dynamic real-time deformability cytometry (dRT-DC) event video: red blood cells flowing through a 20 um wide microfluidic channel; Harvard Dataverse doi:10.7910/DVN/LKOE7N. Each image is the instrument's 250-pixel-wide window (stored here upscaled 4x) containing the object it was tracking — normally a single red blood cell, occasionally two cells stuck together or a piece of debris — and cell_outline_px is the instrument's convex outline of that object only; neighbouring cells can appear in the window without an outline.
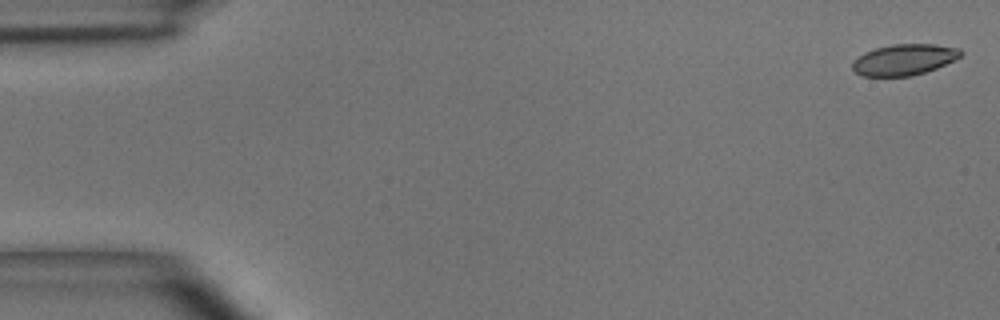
{"species": "common noctule bat (a hibernating species)", "species_latin": "Nyctalus noctula", "temperature_condition": "room temperature", "stored_images_in_passage": 15, "camera_frame_rate_fps": 3000, "um_per_image_px": 0.085, "animal": {"sex": "male", "body_mass_g": 15.6}, "frame": {"image": 1, "passage_image": 1, "time_ms": 0.0, "image_size_px": [1000, 320], "cell_outline_px": [[964, 52], [956, 60], [936, 68], [912, 76], [860, 76], [852, 68], [852, 60], [864, 52], [876, 48], [892, 44], [936, 44], [960, 48]], "centroid_in_image_um": [76.86, 5.06], "position_along_channel_um": 8.1, "area_um2": 19.77}}
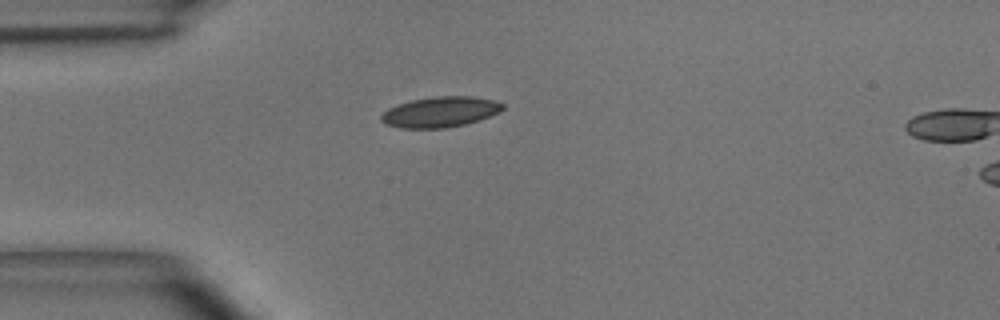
{"frame": {"image": 2, "passage_image": 13, "time_ms": 4.0, "image_size_px": [1000, 320], "cell_outline_px": [[504, 108], [500, 112], [480, 120], [464, 124], [444, 128], [400, 128], [384, 124], [380, 120], [380, 116], [388, 108], [396, 104], [412, 100], [432, 96], [472, 96], [496, 100], [504, 104]], "centroid_in_image_um": [37.42, 9.51], "position_along_channel_um": 47.6, "area_um2": 21.85}}